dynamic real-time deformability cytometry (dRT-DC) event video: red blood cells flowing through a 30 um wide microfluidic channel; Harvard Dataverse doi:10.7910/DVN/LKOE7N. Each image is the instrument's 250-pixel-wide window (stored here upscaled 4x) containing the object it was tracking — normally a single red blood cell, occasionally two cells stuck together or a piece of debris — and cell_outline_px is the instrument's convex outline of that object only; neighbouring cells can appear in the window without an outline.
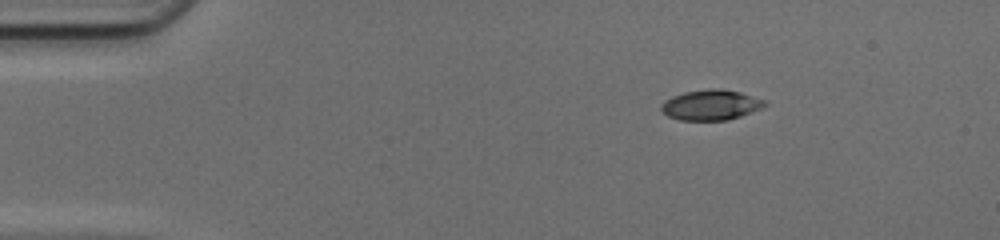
{"species": "common noctule bat (a hibernating species)", "species_latin": "Nyctalus noctula", "temperature_condition": "cold", "stored_images_in_passage": 43, "camera_frame_rate_fps": 3000, "um_per_image_px": 0.085, "animal": {"sex": "female", "body_mass_g": 17.0, "forearm_length_mm": 48.0}, "frame": {"image": 1, "passage_image": 1, "time_ms": 0.0, "image_size_px": [1000, 240], "cell_outline_px": [[768, 104], [760, 108], [740, 116], [728, 120], [680, 120], [668, 116], [660, 108], [660, 104], [664, 100], [672, 96], [684, 92], [708, 88], [720, 88], [740, 92], [768, 100]], "centroid_in_image_um": [60.43, 8.9], "position_along_channel_um": 24.6, "area_um2": 18.44}}
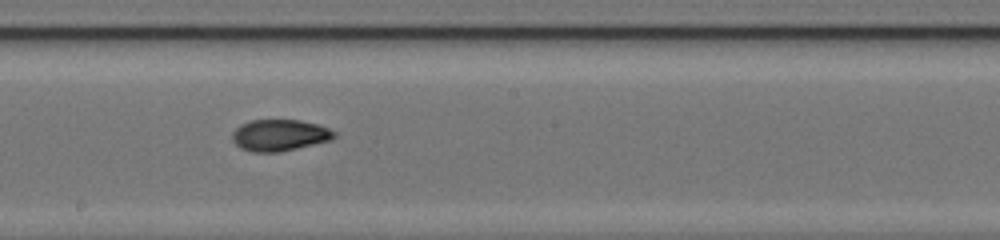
{"frame": {"image": 2, "passage_image": 21, "time_ms": 6.667, "image_size_px": [1000, 240], "cell_outline_px": [[336, 136], [332, 140], [280, 152], [252, 152], [240, 148], [232, 140], [232, 132], [240, 124], [252, 120], [300, 120], [320, 124], [336, 132]], "centroid_in_image_um": [23.78, 11.49], "position_along_channel_um": 224.4, "area_um2": 18.9}}
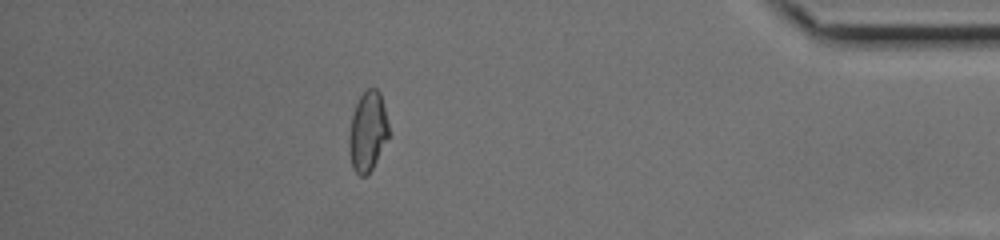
{"frame": {"image": 3, "passage_image": 37, "time_ms": 12.0, "image_size_px": [1000, 240], "cell_outline_px": [[388, 136], [368, 176], [360, 176], [352, 168], [348, 148], [348, 136], [352, 116], [356, 104], [360, 96], [368, 88], [376, 88], [380, 92], [388, 124]], "centroid_in_image_um": [31.22, 11.19], "position_along_channel_um": 404.0, "area_um2": 18.26}, "authors_computed_cell_mechanics": {"area_um2": 18.6116, "velocity_mm_per_s": 4.2087, "shape_relaxation_time_tau1_ms": null, "shape_relaxation_time_tau2_ms": 2.0456, "deformation_change_tau1": null, "deformation_change_tau2": 0.0673}}